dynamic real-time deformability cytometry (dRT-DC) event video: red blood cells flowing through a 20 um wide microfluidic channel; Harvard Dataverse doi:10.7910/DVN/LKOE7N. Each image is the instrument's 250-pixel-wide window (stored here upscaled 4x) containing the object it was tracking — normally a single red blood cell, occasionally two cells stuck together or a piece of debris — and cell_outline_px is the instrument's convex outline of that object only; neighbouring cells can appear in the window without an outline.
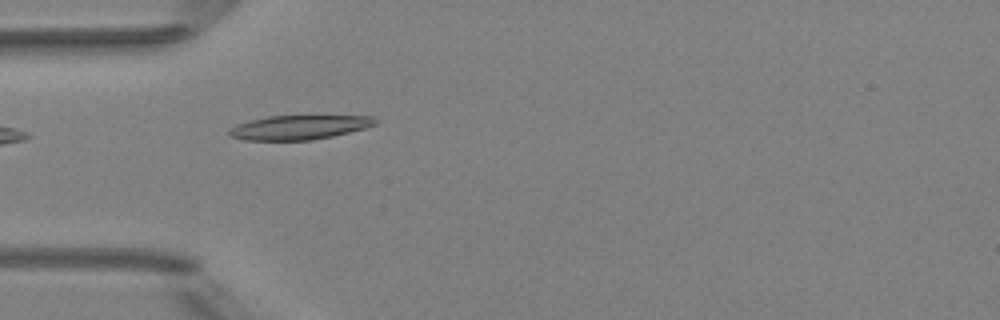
{"species": "Egyptian fruit bat (a non-hibernating species)", "species_latin": "Rousettus aegyptiacus", "temperature_condition": "room temperature", "stored_images_in_passage": 7, "camera_frame_rate_fps": 3000, "um_per_image_px": 0.085, "animal": {"sex": "female"}, "frame": {"image": 1, "passage_image": 5, "time_ms": 4.667, "image_size_px": [1000, 320], "cell_outline_px": [[376, 124], [364, 128], [332, 136], [312, 140], [244, 140], [228, 136], [228, 132], [236, 124], [268, 116], [372, 116], [376, 120]], "centroid_in_image_um": [25.39, 10.83], "position_along_channel_um": 59.6, "area_um2": 20.4}}
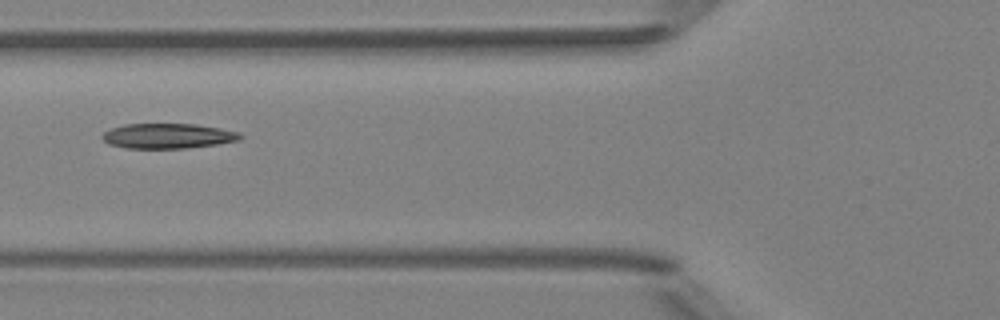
{"frame": {"image": 2, "passage_image": 6, "time_ms": 6.0, "image_size_px": [1000, 320], "cell_outline_px": [[244, 136], [240, 140], [216, 144], [188, 148], [124, 148], [108, 144], [100, 136], [104, 132], [112, 128], [124, 124], [196, 124], [220, 128], [240, 132]], "centroid_in_image_um": [14.28, 11.55], "position_along_channel_um": 111.5, "area_um2": 20.23}}
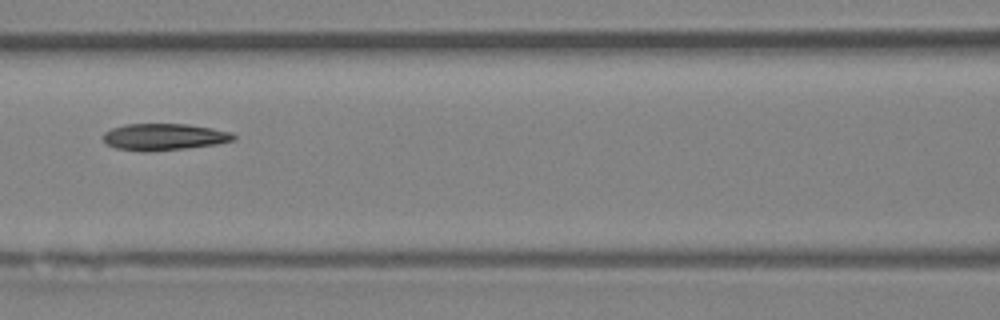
{"frame": {"image": 3, "passage_image": 7, "time_ms": 7.0, "image_size_px": [1000, 320], "cell_outline_px": [[236, 140], [216, 144], [188, 148], [152, 152], [144, 152], [116, 148], [108, 144], [104, 140], [104, 132], [112, 128], [124, 124], [188, 124], [212, 128], [232, 132], [236, 136]], "centroid_in_image_um": [13.98, 11.64], "position_along_channel_um": 152.6, "area_um2": 20.46}}